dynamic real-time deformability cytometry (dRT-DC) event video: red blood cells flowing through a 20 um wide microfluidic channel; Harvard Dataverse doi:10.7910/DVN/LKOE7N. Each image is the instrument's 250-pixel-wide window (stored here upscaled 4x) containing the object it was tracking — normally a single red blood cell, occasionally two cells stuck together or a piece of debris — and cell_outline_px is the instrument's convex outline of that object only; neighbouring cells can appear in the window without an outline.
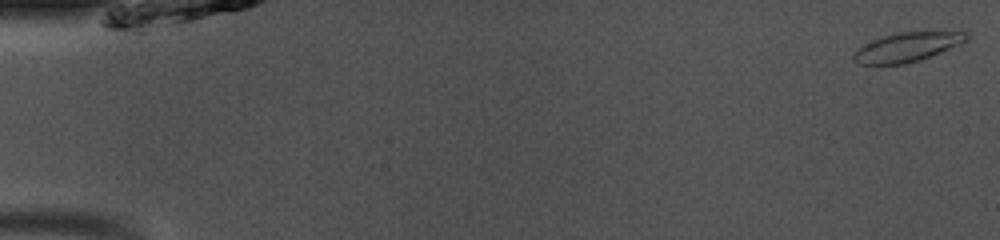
{"species": "common noctule bat (a hibernating species)", "species_latin": "Nyctalus noctula", "temperature_condition": "room temperature", "stored_images_in_passage": 49, "camera_frame_rate_fps": 3000, "um_per_image_px": 0.085, "animal": {"sex": "male", "body_mass_g": 13.0, "forearm_length_mm": 53.1}, "frame": {"image": 1, "passage_image": 1, "time_ms": 0.0, "image_size_px": [1000, 240], "cell_outline_px": [[972, 36], [968, 40], [960, 44], [920, 60], [904, 64], [880, 68], [860, 64], [852, 60], [852, 56], [864, 44], [872, 40], [896, 32], [936, 28], [968, 32]], "centroid_in_image_um": [77.17, 3.98], "position_along_channel_um": 7.8, "area_um2": 20.69}}
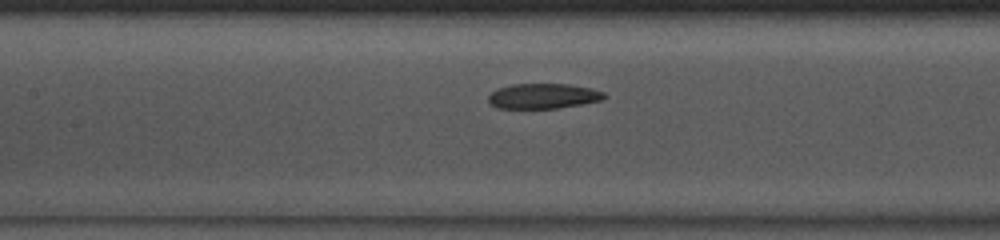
{"frame": {"image": 2, "passage_image": 23, "time_ms": 7.333, "image_size_px": [1000, 240], "cell_outline_px": [[608, 96], [604, 100], [556, 108], [496, 108], [488, 100], [488, 96], [496, 88], [512, 84], [568, 84], [592, 88], [604, 92]], "centroid_in_image_um": [46.19, 8.16], "position_along_channel_um": 161.2, "area_um2": 17.05}}
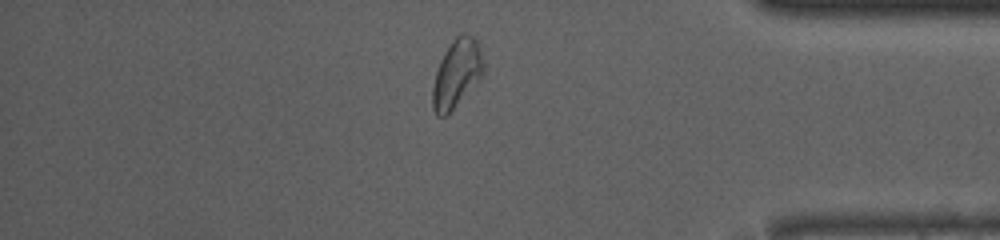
{"frame": {"image": 3, "passage_image": 42, "time_ms": 13.667, "image_size_px": [1000, 240], "cell_outline_px": [[484, 76], [444, 116], [436, 116], [432, 108], [432, 88], [436, 72], [440, 60], [444, 52], [452, 40], [460, 32], [472, 36], [476, 40], [484, 60]], "centroid_in_image_um": [38.83, 6.22], "position_along_channel_um": 396.4, "area_um2": 20.17}, "authors_computed_cell_mechanics": {"area_um2": 18.785, "velocity_mm_per_s": 4.0846, "shape_relaxation_time_tau1_ms": 4.2067, "shape_relaxation_time_tau2_ms": 3.9968, "deformation_change_tau1": 0.1205, "deformation_change_tau2": 0.092}}